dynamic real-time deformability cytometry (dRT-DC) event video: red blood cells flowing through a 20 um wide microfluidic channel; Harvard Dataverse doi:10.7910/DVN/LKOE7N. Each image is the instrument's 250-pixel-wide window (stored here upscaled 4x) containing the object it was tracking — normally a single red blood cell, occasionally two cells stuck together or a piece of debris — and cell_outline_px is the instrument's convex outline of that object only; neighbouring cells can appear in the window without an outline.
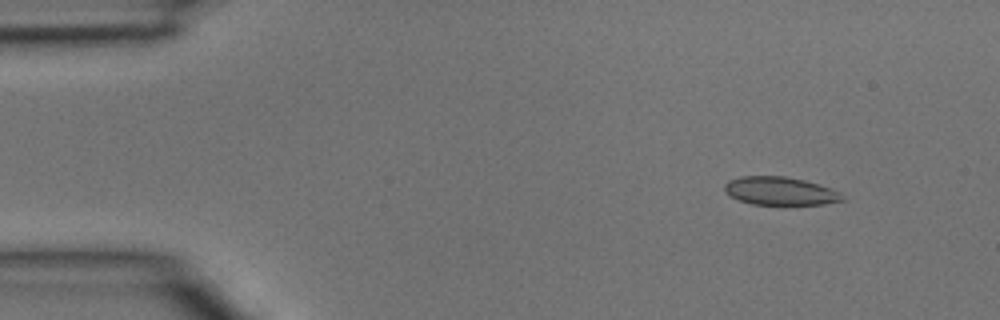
{"species": "common noctule bat (a hibernating species)", "species_latin": "Nyctalus noctula", "temperature_condition": "room temperature", "stored_images_in_passage": 3, "camera_frame_rate_fps": 3000, "um_per_image_px": 0.085, "animal": {"sex": "male", "body_mass_g": 15.6}, "frame": {"image": 1, "passage_image": 1, "time_ms": 0.0, "image_size_px": [1000, 320], "cell_outline_px": [[844, 200], [824, 204], [784, 208], [752, 204], [740, 200], [724, 192], [724, 184], [728, 180], [740, 176], [784, 176], [804, 180], [840, 192]], "centroid_in_image_um": [66.29, 16.29], "position_along_channel_um": 18.7, "area_um2": 20.11}}
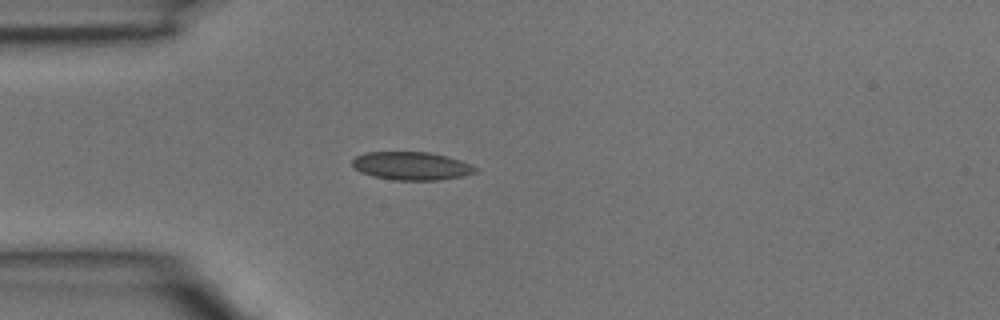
{"frame": {"image": 2, "passage_image": 3, "time_ms": 0.667, "image_size_px": [1000, 320], "cell_outline_px": [[480, 172], [464, 176], [440, 180], [396, 180], [372, 176], [360, 172], [352, 164], [352, 160], [356, 156], [364, 152], [428, 152], [448, 156], [460, 160], [480, 168]], "centroid_in_image_um": [35.04, 14.1], "position_along_channel_um": 50.0, "area_um2": 20.46}}